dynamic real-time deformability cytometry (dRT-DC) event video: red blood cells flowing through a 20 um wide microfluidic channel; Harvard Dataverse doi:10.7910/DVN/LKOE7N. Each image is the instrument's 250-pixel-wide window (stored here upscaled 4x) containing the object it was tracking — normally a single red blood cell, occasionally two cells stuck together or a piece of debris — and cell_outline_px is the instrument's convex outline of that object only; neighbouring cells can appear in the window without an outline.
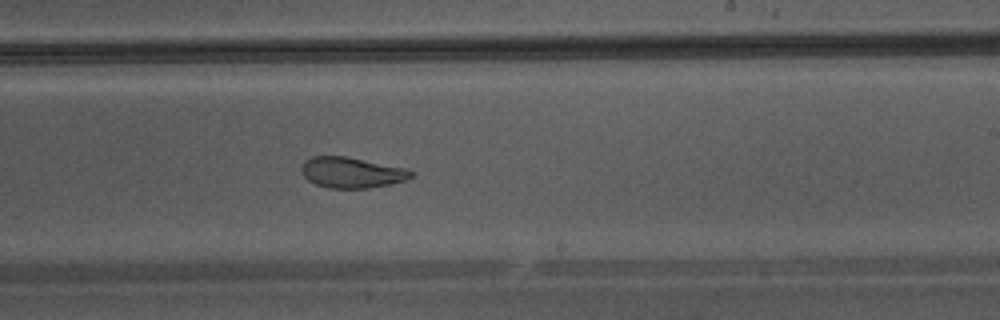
{"species": "Egyptian fruit bat (a non-hibernating species)", "species_latin": "Rousettus aegyptiacus", "temperature_condition": "warm", "stored_images_in_passage": 42, "camera_frame_rate_fps": 3000, "um_per_image_px": 0.085, "animal": {"sex": "male"}, "frame": {"image": 1, "passage_image": 24, "time_ms": 7.667, "image_size_px": [1000, 320], "cell_outline_px": [[416, 176], [392, 184], [368, 188], [328, 188], [316, 184], [308, 180], [300, 172], [300, 168], [304, 160], [312, 156], [344, 156], [408, 168], [416, 172]], "centroid_in_image_um": [29.92, 14.66], "position_along_channel_um": 259.1, "area_um2": 19.94}}